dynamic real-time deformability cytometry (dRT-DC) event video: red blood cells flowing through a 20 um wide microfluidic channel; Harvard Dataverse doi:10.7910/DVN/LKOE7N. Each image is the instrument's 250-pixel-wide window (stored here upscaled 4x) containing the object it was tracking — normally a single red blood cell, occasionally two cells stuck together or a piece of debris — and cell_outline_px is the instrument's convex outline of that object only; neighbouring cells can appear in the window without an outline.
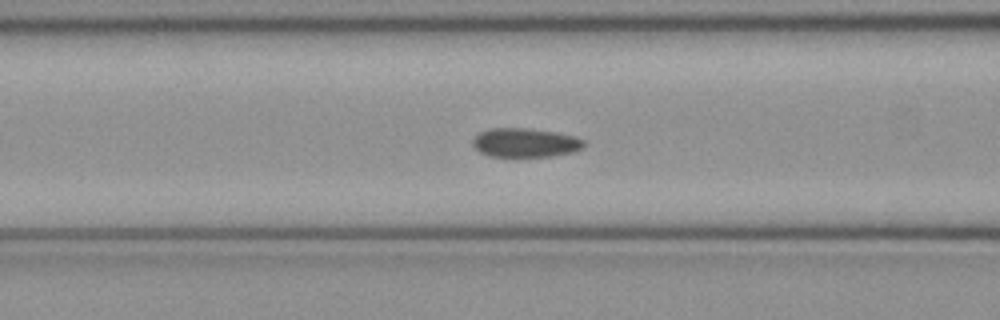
{"species": "common noctule bat (a hibernating species)", "species_latin": "Nyctalus noctula", "temperature_condition": "cold", "stored_images_in_passage": 50, "camera_frame_rate_fps": 3000, "um_per_image_px": 0.085, "animal": {"sex": "female", "body_mass_g": 21.9}, "frame": {"image": 1, "passage_image": 19, "time_ms": 6.0, "image_size_px": [1000, 320], "cell_outline_px": [[584, 148], [572, 152], [552, 156], [488, 156], [480, 152], [472, 144], [472, 136], [480, 132], [492, 128], [524, 128], [556, 132], [576, 136], [584, 140]], "centroid_in_image_um": [44.64, 12.12], "position_along_channel_um": 122.0, "area_um2": 18.84}}
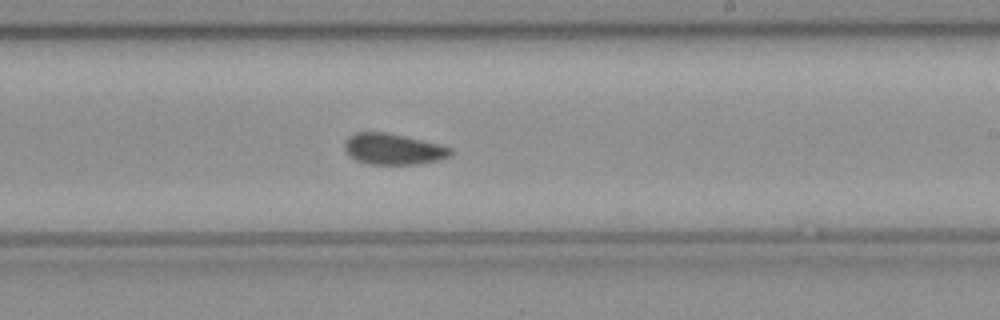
{"frame": {"image": 2, "passage_image": 29, "time_ms": 9.333, "image_size_px": [1000, 320], "cell_outline_px": [[452, 156], [440, 160], [416, 164], [368, 164], [356, 160], [348, 156], [344, 148], [344, 140], [348, 136], [356, 132], [384, 132], [404, 136], [440, 144], [452, 148]], "centroid_in_image_um": [33.41, 12.67], "position_along_channel_um": 255.6, "area_um2": 19.36}}
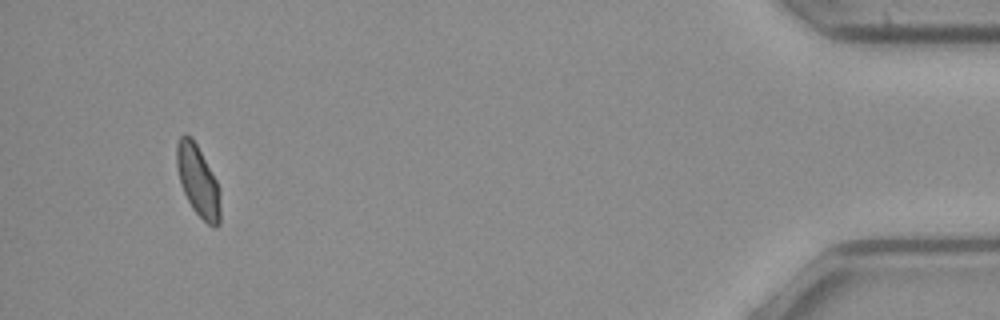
{"frame": {"image": 3, "passage_image": 47, "time_ms": 15.333, "image_size_px": [1000, 320], "cell_outline_px": [[220, 224], [216, 228], [208, 224], [192, 208], [180, 184], [176, 164], [176, 144], [180, 136], [184, 132], [192, 136], [216, 180], [220, 188]], "centroid_in_image_um": [16.82, 15.35], "position_along_channel_um": 418.4, "area_um2": 18.21}}